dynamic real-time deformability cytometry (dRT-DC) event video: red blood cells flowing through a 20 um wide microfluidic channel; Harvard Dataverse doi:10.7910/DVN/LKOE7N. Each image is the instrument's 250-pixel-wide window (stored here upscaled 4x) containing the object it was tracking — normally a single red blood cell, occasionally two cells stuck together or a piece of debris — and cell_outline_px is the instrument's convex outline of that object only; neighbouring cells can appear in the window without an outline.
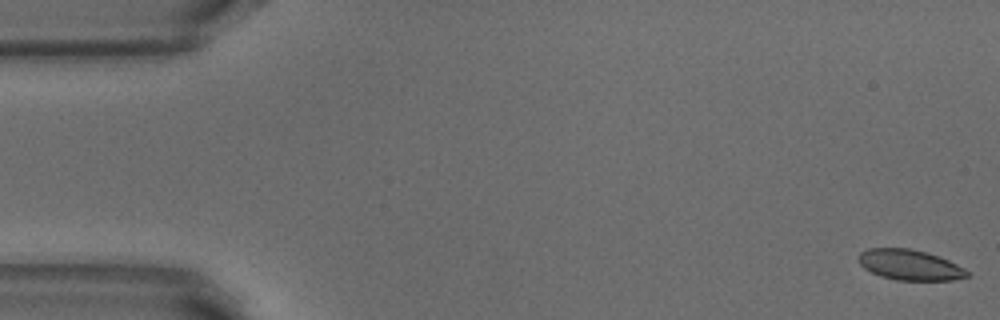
{"species": "common noctule bat (a hibernating species)", "species_latin": "Nyctalus noctula", "temperature_condition": "warm", "stored_images_in_passage": 52, "camera_frame_rate_fps": 3000, "um_per_image_px": 0.085, "animal": {"sex": "male", "body_mass_g": 18.8}, "frame": {"image": 1, "passage_image": 1, "time_ms": 0.0, "image_size_px": [1000, 320], "cell_outline_px": [[968, 276], [952, 280], [896, 280], [880, 276], [864, 268], [860, 264], [860, 252], [868, 248], [912, 248], [948, 260], [964, 268], [968, 272]], "centroid_in_image_um": [77.32, 22.52], "position_along_channel_um": 7.7, "area_um2": 19.02}}
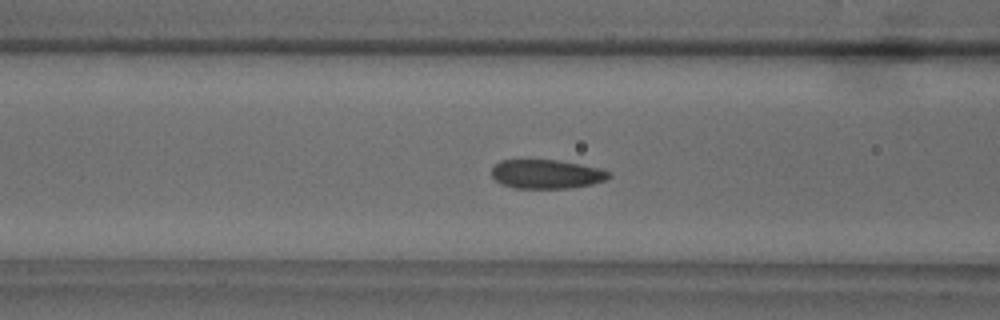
{"frame": {"image": 2, "passage_image": 20, "time_ms": 6.333, "image_size_px": [1000, 320], "cell_outline_px": [[612, 176], [604, 180], [592, 184], [572, 188], [512, 188], [500, 184], [492, 176], [492, 168], [500, 160], [556, 160], [580, 164], [600, 168], [612, 172]], "centroid_in_image_um": [46.47, 14.8], "position_along_channel_um": 120.1, "area_um2": 19.94}}
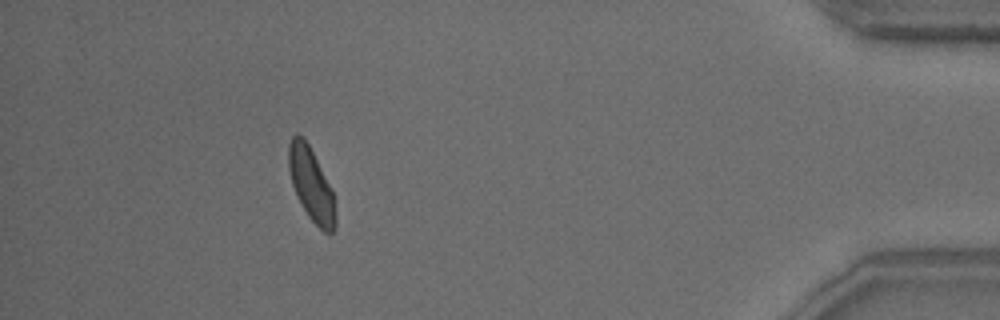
{"frame": {"image": 3, "passage_image": 47, "time_ms": 15.333, "image_size_px": [1000, 320], "cell_outline_px": [[336, 228], [332, 232], [324, 232], [308, 216], [292, 184], [288, 168], [288, 144], [292, 136], [296, 132], [304, 136], [332, 192], [336, 216]], "centroid_in_image_um": [26.43, 15.65], "position_along_channel_um": 408.8, "area_um2": 19.42}, "authors_computed_cell_mechanics": {"area_um2": 20.0855, "velocity_mm_per_s": 3.8506, "shape_relaxation_time_tau1_ms": 2.97, "shape_relaxation_time_tau2_ms": 1.3174, "deformation_change_tau1": 0.0842, "deformation_change_tau2": 0.0638}}